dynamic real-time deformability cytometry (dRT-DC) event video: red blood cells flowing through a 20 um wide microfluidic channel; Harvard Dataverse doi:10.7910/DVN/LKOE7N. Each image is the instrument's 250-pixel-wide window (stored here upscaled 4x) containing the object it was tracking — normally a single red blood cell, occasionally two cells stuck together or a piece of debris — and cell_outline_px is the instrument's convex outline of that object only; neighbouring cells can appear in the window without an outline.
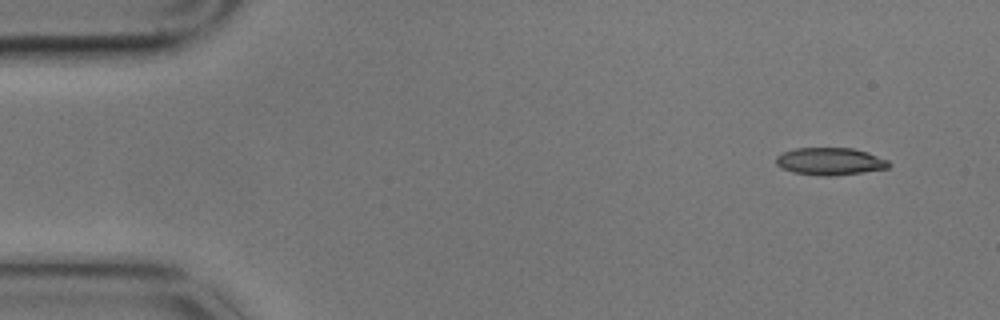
{"species": "common noctule bat (a hibernating species)", "species_latin": "Nyctalus noctula", "temperature_condition": "cold", "stored_images_in_passage": 5, "camera_frame_rate_fps": 3000, "um_per_image_px": 0.085, "animal": {"sex": "male", "body_mass_g": 17.9}, "frame": {"image": 1, "passage_image": 1, "time_ms": 0.0, "image_size_px": [1000, 320], "cell_outline_px": [[892, 164], [888, 168], [836, 176], [820, 176], [792, 172], [780, 168], [776, 164], [776, 156], [784, 152], [796, 148], [852, 148], [868, 152], [888, 160]], "centroid_in_image_um": [70.55, 13.72], "position_along_channel_um": 14.4, "area_um2": 18.15}}
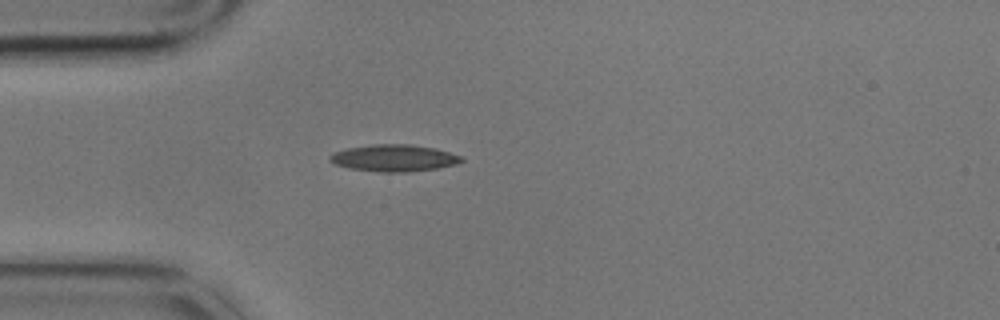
{"frame": {"image": 2, "passage_image": 4, "time_ms": 1.0, "image_size_px": [1000, 320], "cell_outline_px": [[464, 160], [456, 164], [436, 168], [404, 172], [380, 172], [348, 168], [336, 164], [328, 160], [328, 156], [332, 152], [348, 148], [372, 144], [408, 144], [436, 148], [464, 156]], "centroid_in_image_um": [33.48, 13.42], "position_along_channel_um": 51.5, "area_um2": 20.69}}